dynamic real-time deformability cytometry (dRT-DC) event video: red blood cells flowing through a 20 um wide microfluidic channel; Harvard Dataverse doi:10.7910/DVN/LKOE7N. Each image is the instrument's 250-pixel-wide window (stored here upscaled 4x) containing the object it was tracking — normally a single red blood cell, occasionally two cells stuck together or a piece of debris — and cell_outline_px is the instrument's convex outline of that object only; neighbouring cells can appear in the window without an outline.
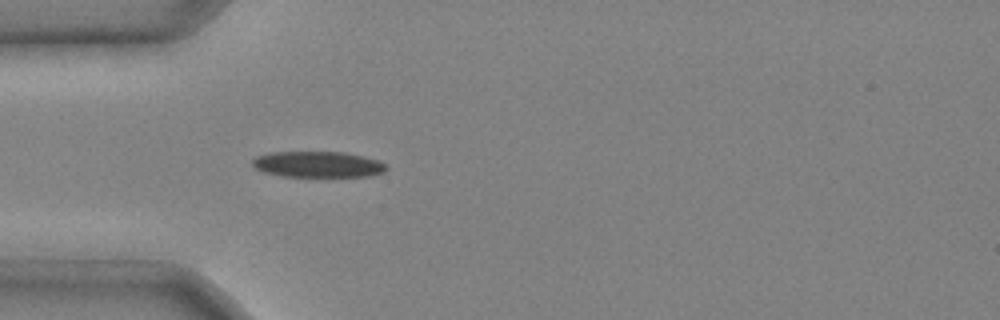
{"species": "common noctule bat (a hibernating species)", "species_latin": "Nyctalus noctula", "temperature_condition": "cold", "stored_images_in_passage": 3, "camera_frame_rate_fps": 3000, "um_per_image_px": 0.085, "animal": {"sex": "male", "body_mass_g": 20.4}, "frame": {"image": 1, "passage_image": 3, "time_ms": 0.667, "image_size_px": [1000, 320], "cell_outline_px": [[388, 168], [384, 172], [368, 176], [280, 176], [264, 172], [256, 168], [252, 164], [252, 160], [256, 156], [272, 152], [344, 152], [364, 156], [380, 160]], "centroid_in_image_um": [27.03, 13.96], "position_along_channel_um": 58.0, "area_um2": 20.23}}